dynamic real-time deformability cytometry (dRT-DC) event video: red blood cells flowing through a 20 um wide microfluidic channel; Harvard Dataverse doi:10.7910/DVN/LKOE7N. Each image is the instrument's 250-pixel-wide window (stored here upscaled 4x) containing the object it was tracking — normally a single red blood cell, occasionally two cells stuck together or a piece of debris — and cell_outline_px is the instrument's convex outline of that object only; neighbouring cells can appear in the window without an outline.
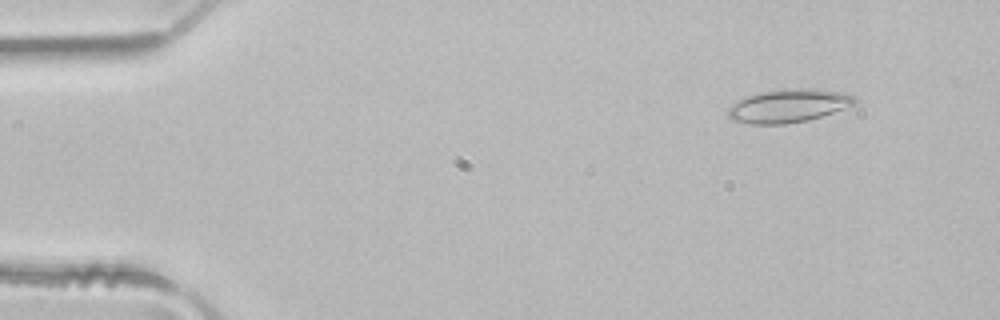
{"species": "common noctule bat (a hibernating species)", "species_latin": "Nyctalus noctula", "temperature_condition": "room temperature", "stored_images_in_passage": 4, "camera_frame_rate_fps": 3000, "um_per_image_px": 0.085, "animal": {"sex": "male", "body_mass_g": 21.5, "forearm_length_mm": 52.0}, "frame": {"image": 1, "passage_image": 2, "time_ms": 0.333, "image_size_px": [1000, 320], "cell_outline_px": [[856, 104], [808, 120], [784, 124], [752, 124], [732, 120], [728, 116], [728, 108], [740, 100], [748, 96], [764, 92], [796, 88], [808, 88], [840, 92], [856, 96]], "centroid_in_image_um": [67.04, 9.0], "position_along_channel_um": 18.0, "area_um2": 24.04}}